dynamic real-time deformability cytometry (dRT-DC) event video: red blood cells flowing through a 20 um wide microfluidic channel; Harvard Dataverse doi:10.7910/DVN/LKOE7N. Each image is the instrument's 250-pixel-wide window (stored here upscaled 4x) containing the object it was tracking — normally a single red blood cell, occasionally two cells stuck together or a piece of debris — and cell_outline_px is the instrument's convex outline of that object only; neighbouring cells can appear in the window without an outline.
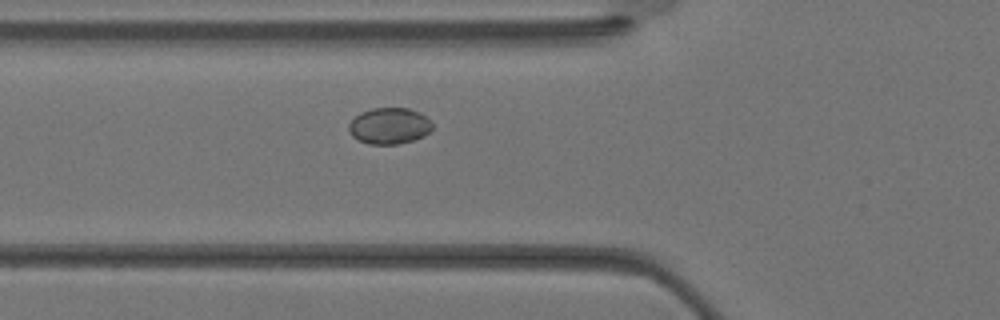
{"species": "Egyptian fruit bat (a non-hibernating species)", "species_latin": "Rousettus aegyptiacus", "temperature_condition": "warm", "stored_images_in_passage": 26, "camera_frame_rate_fps": 3000, "um_per_image_px": 0.085, "animal": {"sex": "female"}, "frame": {"image": 1, "passage_image": 4, "time_ms": 1.0, "image_size_px": [1000, 320], "cell_outline_px": [[432, 128], [424, 136], [412, 140], [396, 144], [368, 144], [352, 136], [348, 132], [348, 124], [360, 112], [372, 108], [408, 108], [420, 112], [432, 120]], "centroid_in_image_um": [33.09, 10.69], "position_along_channel_um": 92.7, "area_um2": 17.74}}
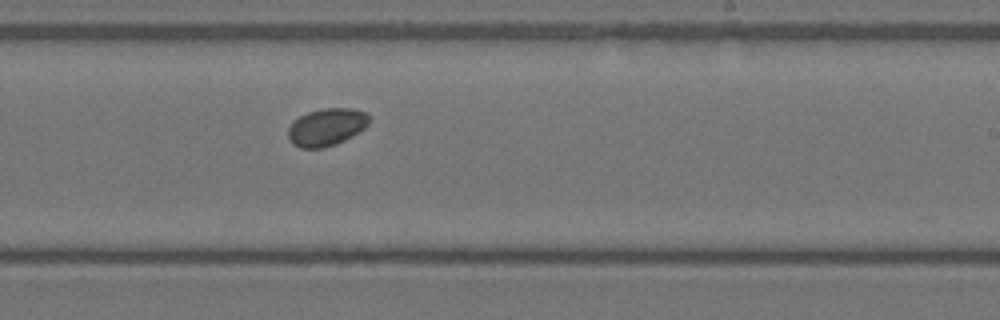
{"frame": {"image": 2, "passage_image": 13, "time_ms": 4.0, "image_size_px": [1000, 320], "cell_outline_px": [[368, 124], [364, 128], [352, 136], [336, 144], [324, 148], [300, 148], [292, 144], [288, 136], [288, 128], [300, 116], [308, 112], [324, 108], [352, 108], [368, 112]], "centroid_in_image_um": [27.76, 10.8], "position_along_channel_um": 261.2, "area_um2": 17.63}}
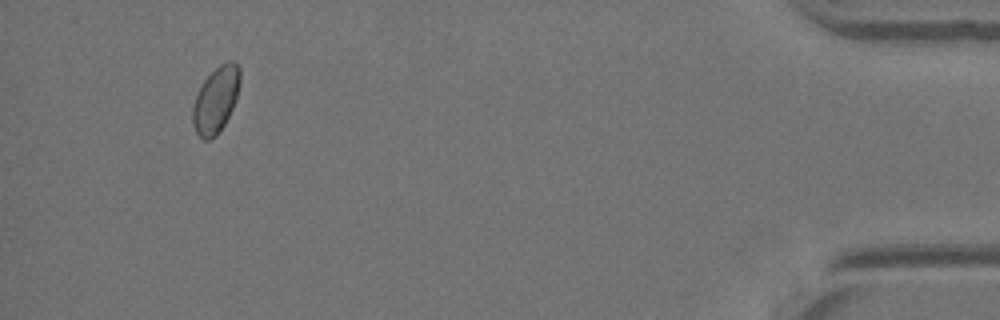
{"frame": {"image": 3, "passage_image": 25, "time_ms": 8.0, "image_size_px": [1000, 320], "cell_outline_px": [[240, 84], [232, 108], [224, 124], [216, 136], [208, 140], [204, 140], [196, 132], [192, 124], [192, 108], [196, 96], [204, 80], [220, 64], [228, 60], [232, 60], [240, 68]], "centroid_in_image_um": [18.34, 8.48], "position_along_channel_um": 416.9, "area_um2": 17.98}}